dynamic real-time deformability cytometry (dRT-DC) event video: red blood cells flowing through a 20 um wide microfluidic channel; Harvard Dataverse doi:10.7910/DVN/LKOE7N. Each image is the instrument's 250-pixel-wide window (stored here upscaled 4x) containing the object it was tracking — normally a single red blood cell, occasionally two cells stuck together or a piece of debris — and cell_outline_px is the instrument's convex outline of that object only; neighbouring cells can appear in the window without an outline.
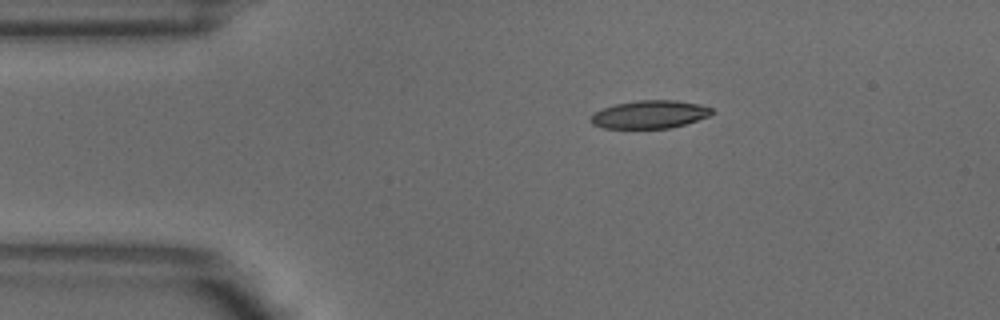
{"species": "common noctule bat (a hibernating species)", "species_latin": "Nyctalus noctula", "temperature_condition": "warm", "stored_images_in_passage": 3, "camera_frame_rate_fps": 3000, "um_per_image_px": 0.085, "animal": {"sex": "male", "body_mass_g": 18.8}, "frame": {"image": 1, "passage_image": 1, "time_ms": 0.0, "image_size_px": [1000, 320], "cell_outline_px": [[712, 112], [708, 116], [672, 128], [604, 128], [592, 124], [588, 120], [596, 112], [604, 108], [616, 104], [636, 100], [676, 100], [700, 104], [712, 108]], "centroid_in_image_um": [55.21, 9.72], "position_along_channel_um": 29.8, "area_um2": 19.59}}
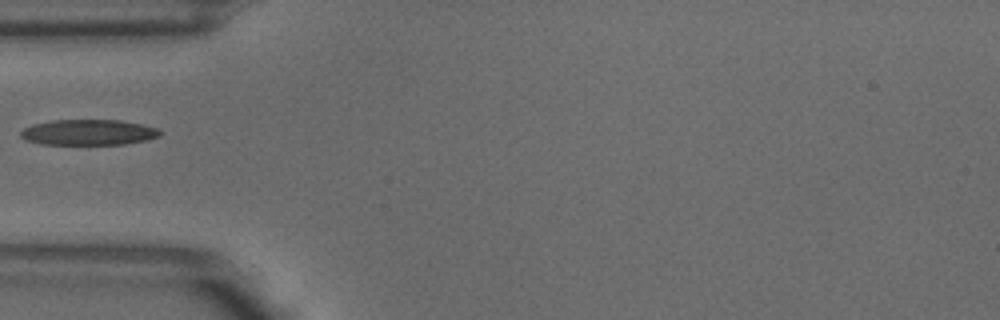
{"frame": {"image": 2, "passage_image": 3, "time_ms": 0.667, "image_size_px": [1000, 320], "cell_outline_px": [[160, 136], [148, 140], [124, 144], [44, 144], [28, 140], [20, 136], [20, 132], [24, 128], [32, 124], [52, 120], [120, 120], [160, 128]], "centroid_in_image_um": [7.55, 11.24], "position_along_channel_um": 77.4, "area_um2": 20.75}}